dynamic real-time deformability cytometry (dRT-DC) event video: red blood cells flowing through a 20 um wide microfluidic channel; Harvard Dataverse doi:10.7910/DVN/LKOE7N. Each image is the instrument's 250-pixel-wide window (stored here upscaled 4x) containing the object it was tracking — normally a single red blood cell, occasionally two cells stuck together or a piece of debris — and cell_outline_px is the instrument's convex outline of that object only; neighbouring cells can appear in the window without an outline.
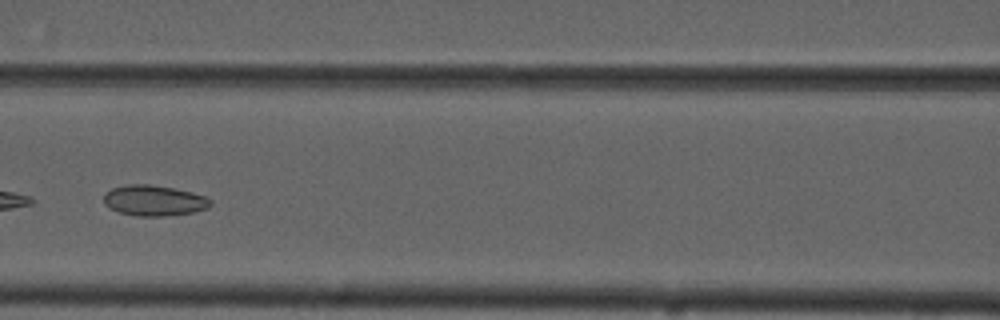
{"species": "common noctule bat (a hibernating species)", "species_latin": "Nyctalus noctula", "temperature_condition": "cold", "stored_images_in_passage": 6, "camera_frame_rate_fps": 3000, "um_per_image_px": 0.085, "animal": {"sex": "male", "forearm_length_mm": 52.5}, "frame": {"image": 1, "passage_image": 5, "time_ms": 4.667, "image_size_px": [1000, 320], "cell_outline_px": [[212, 204], [208, 208], [192, 212], [164, 216], [136, 216], [120, 212], [108, 208], [104, 204], [104, 192], [112, 188], [128, 184], [148, 184], [172, 188], [192, 192], [208, 196], [212, 200]], "centroid_in_image_um": [13.09, 17.04], "position_along_channel_um": 153.5, "area_um2": 19.19}}
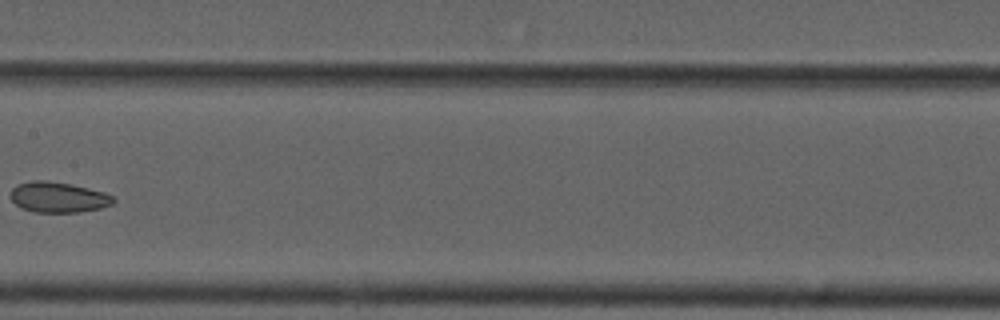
{"frame": {"image": 2, "passage_image": 6, "time_ms": 6.0, "image_size_px": [1000, 320], "cell_outline_px": [[116, 200], [112, 204], [100, 208], [80, 212], [32, 212], [20, 208], [12, 200], [12, 188], [16, 184], [32, 180], [44, 180], [72, 184], [104, 192], [112, 196]], "centroid_in_image_um": [4.94, 16.76], "position_along_channel_um": 202.5, "area_um2": 18.32}}